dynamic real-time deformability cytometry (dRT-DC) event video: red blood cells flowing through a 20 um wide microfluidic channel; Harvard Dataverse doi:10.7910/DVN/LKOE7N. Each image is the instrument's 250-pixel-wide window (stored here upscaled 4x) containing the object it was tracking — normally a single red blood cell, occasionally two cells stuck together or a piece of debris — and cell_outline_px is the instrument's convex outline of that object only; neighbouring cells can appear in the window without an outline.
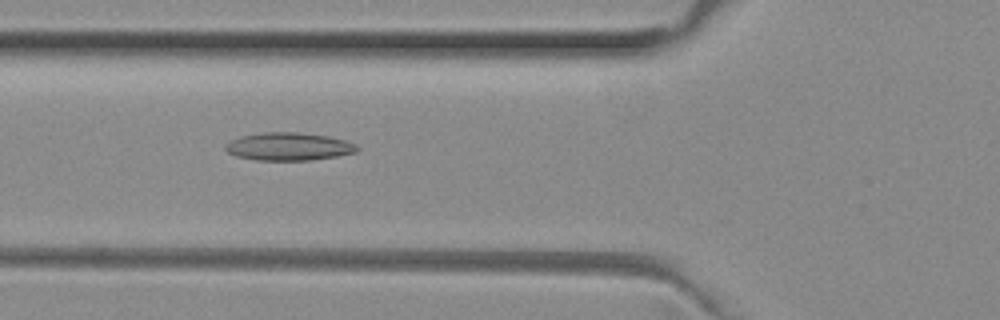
{"species": "common noctule bat (a hibernating species)", "species_latin": "Nyctalus noctula", "temperature_condition": "room temperature", "stored_images_in_passage": 52, "camera_frame_rate_fps": 3000, "um_per_image_px": 0.085, "animal": {"sex": "female", "body_mass_g": 29.2, "forearm_length_mm": 56.3}, "frame": {"image": 1, "passage_image": 19, "time_ms": 6.0, "image_size_px": [1000, 320], "cell_outline_px": [[360, 148], [356, 152], [336, 156], [312, 160], [256, 160], [236, 156], [228, 152], [224, 148], [224, 144], [240, 136], [264, 132], [296, 132], [328, 136], [344, 140], [356, 144]], "centroid_in_image_um": [24.53, 12.45], "position_along_channel_um": 101.3, "area_um2": 21.39}}
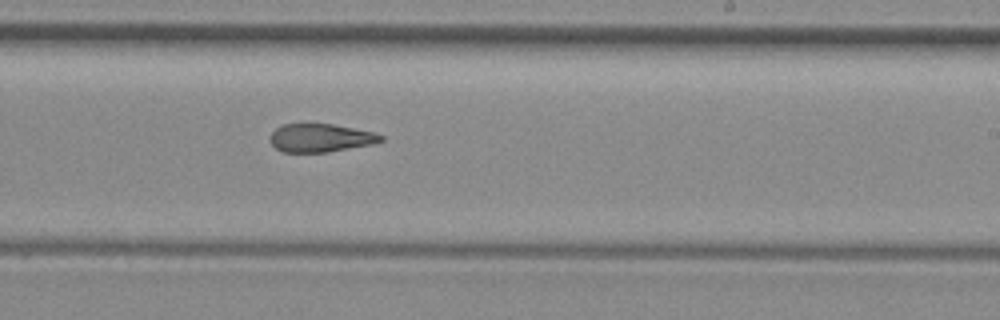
{"frame": {"image": 2, "passage_image": 31, "time_ms": 10.0, "image_size_px": [1000, 320], "cell_outline_px": [[384, 140], [372, 144], [328, 152], [284, 152], [276, 148], [268, 140], [272, 132], [276, 128], [284, 124], [332, 124], [376, 132], [384, 136]], "centroid_in_image_um": [27.26, 11.72], "position_along_channel_um": 261.7, "area_um2": 18.26}}
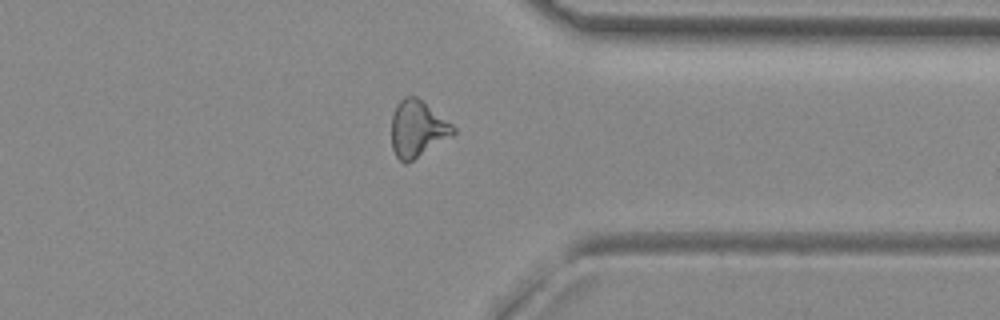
{"frame": {"image": 3, "passage_image": 40, "time_ms": 13.0, "image_size_px": [1000, 320], "cell_outline_px": [[456, 132], [452, 136], [408, 164], [404, 164], [396, 156], [392, 148], [392, 116], [396, 104], [404, 96], [416, 96], [452, 124], [456, 128]], "centroid_in_image_um": [35.48, 10.97], "position_along_channel_um": 375.9, "area_um2": 20.4}, "authors_computed_cell_mechanics": {"area_um2": 20.8947, "velocity_mm_per_s": 4.0108, "shape_relaxation_time_tau1_ms": null, "shape_relaxation_time_tau2_ms": 8.0969, "deformation_change_tau1": null, "deformation_change_tau2": 0.2045}}